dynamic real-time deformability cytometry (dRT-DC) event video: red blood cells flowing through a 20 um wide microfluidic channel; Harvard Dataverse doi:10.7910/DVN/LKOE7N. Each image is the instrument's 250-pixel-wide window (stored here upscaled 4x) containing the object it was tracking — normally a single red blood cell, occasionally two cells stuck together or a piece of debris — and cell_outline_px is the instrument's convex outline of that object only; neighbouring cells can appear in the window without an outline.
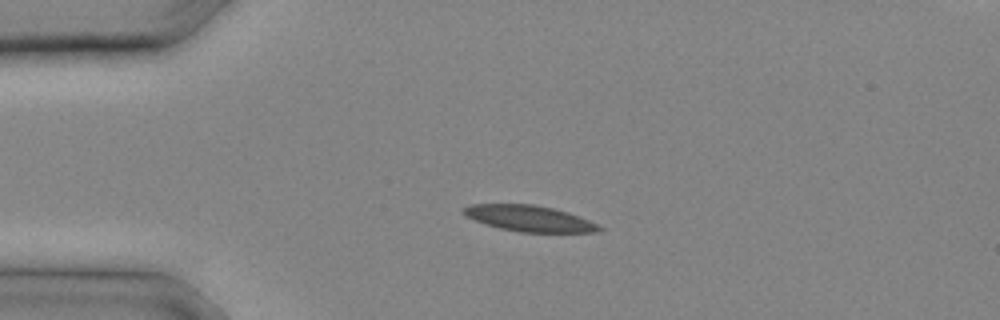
{"species": "common noctule bat (a hibernating species)", "species_latin": "Nyctalus noctula", "temperature_condition": "cold", "stored_images_in_passage": 10, "camera_frame_rate_fps": 3000, "um_per_image_px": 0.085, "animal": {"sex": "male", "body_mass_g": 20.4}, "frame": {"image": 1, "passage_image": 5, "time_ms": 1.333, "image_size_px": [1000, 320], "cell_outline_px": [[604, 228], [600, 232], [520, 232], [500, 228], [484, 224], [464, 216], [460, 212], [460, 208], [468, 204], [532, 204], [552, 208], [568, 212], [588, 220]], "centroid_in_image_um": [44.91, 18.56], "position_along_channel_um": 40.1, "area_um2": 20.69}}